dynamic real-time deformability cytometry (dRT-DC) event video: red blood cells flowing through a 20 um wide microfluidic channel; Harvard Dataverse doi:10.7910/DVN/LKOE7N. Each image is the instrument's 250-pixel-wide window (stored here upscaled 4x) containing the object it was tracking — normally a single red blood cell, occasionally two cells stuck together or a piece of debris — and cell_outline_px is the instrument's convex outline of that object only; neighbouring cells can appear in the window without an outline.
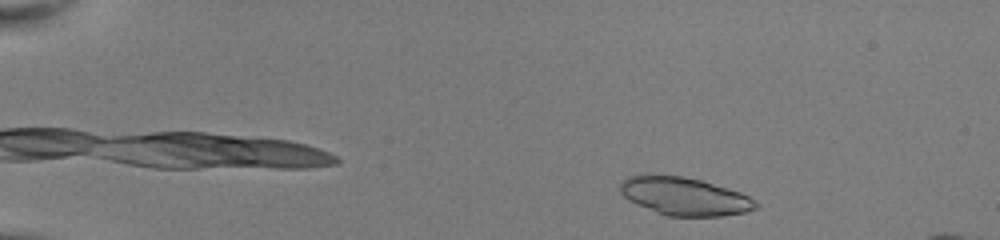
{"species": "common noctule bat (a hibernating species)", "species_latin": "Nyctalus noctula", "temperature_condition": "room temperature", "stored_images_in_passage": 45, "camera_frame_rate_fps": 3000, "um_per_image_px": 0.085, "animal": {"sex": "female", "body_mass_g": 22.0, "forearm_length_mm": 56.7}, "frame": {"image": 1, "passage_image": 3, "time_ms": 0.667, "image_size_px": [1000, 240], "cell_outline_px": [[756, 208], [744, 212], [720, 216], [668, 216], [656, 212], [628, 200], [620, 192], [620, 184], [628, 176], [680, 176], [700, 180], [728, 188], [740, 192], [748, 196], [756, 204]], "centroid_in_image_um": [58.17, 16.7], "position_along_channel_um": 26.8, "area_um2": 29.3}}